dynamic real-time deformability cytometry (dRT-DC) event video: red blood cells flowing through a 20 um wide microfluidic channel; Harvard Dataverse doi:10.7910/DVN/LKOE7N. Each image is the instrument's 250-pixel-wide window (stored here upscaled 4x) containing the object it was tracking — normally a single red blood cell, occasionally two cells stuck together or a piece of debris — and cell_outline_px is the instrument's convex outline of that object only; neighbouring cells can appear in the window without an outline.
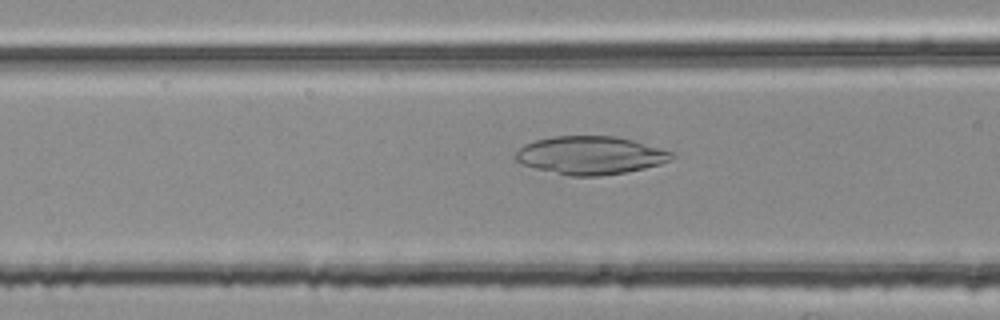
{"species": "common noctule bat (a hibernating species)", "species_latin": "Nyctalus noctula", "temperature_condition": "room temperature", "stored_images_in_passage": 20, "camera_frame_rate_fps": 3000, "um_per_image_px": 0.085, "animal": {"sex": "female", "body_mass_g": 25.1}, "frame": {"image": 1, "passage_image": 18, "time_ms": 5.667, "image_size_px": [1000, 320], "cell_outline_px": [[676, 156], [660, 164], [644, 168], [624, 172], [600, 176], [568, 176], [536, 168], [524, 164], [516, 160], [516, 152], [524, 144], [536, 140], [552, 136], [612, 136], [632, 140], [676, 152]], "centroid_in_image_um": [50.21, 13.2], "position_along_channel_um": 116.4, "area_um2": 34.51}}